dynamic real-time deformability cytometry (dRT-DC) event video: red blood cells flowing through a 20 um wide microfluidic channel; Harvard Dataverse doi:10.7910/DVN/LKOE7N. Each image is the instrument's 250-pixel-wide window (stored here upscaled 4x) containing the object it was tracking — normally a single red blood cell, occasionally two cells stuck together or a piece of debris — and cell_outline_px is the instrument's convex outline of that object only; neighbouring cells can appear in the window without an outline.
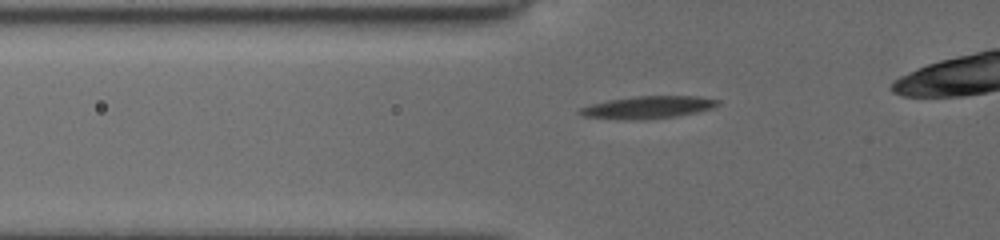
{"species": "common noctule bat (a hibernating species)", "species_latin": "Nyctalus noctula", "temperature_condition": "cold", "stored_images_in_passage": 38, "camera_frame_rate_fps": 3000, "um_per_image_px": 0.085, "animal": {"sex": "female", "body_mass_g": 19.5, "forearm_length_mm": 54.1}, "frame": {"image": 1, "passage_image": 10, "time_ms": 3.0, "image_size_px": [1000, 240], "cell_outline_px": [[720, 100], [716, 104], [708, 108], [696, 112], [672, 116], [624, 120], [584, 116], [576, 112], [580, 108], [592, 104], [608, 100], [636, 96], [692, 96]], "centroid_in_image_um": [54.96, 9.11], "position_along_channel_um": 70.8, "area_um2": 17.34}}
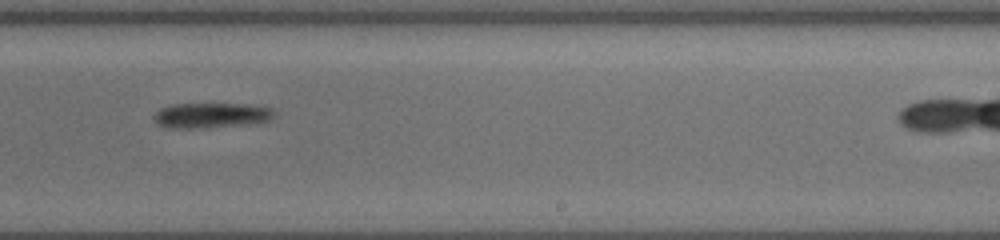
{"frame": {"image": 2, "passage_image": 26, "time_ms": 8.333, "image_size_px": [1000, 240], "cell_outline_px": [[276, 112], [268, 120], [232, 124], [188, 128], [172, 128], [160, 124], [152, 116], [160, 108], [176, 104], [252, 104], [272, 108]], "centroid_in_image_um": [17.92, 9.76], "position_along_channel_um": 271.1, "area_um2": 16.82}}
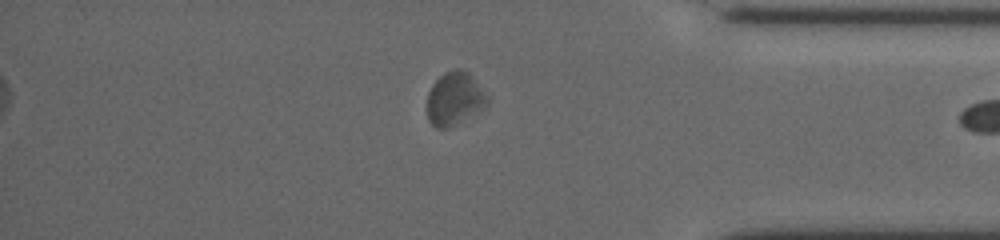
{"frame": {"image": 3, "passage_image": 37, "time_ms": 12.0, "image_size_px": [1000, 240], "cell_outline_px": [[488, 104], [448, 128], [436, 128], [428, 120], [428, 92], [432, 84], [440, 76], [456, 68], [460, 68], [468, 72], [472, 76], [488, 100]], "centroid_in_image_um": [38.59, 8.37], "position_along_channel_um": 396.6, "area_um2": 17.98}}